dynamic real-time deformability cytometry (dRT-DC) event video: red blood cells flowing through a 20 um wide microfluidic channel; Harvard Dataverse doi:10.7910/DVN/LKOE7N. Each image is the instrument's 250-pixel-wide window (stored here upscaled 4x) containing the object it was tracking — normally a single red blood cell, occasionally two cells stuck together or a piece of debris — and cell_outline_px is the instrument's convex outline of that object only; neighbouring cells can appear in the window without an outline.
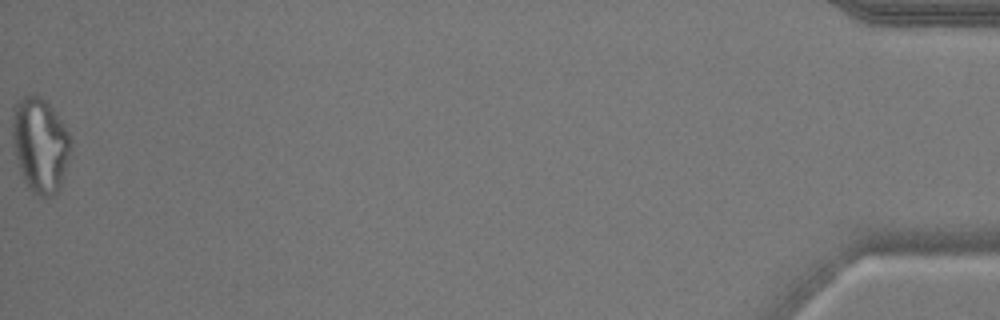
{"species": "common noctule bat (a hibernating species)", "species_latin": "Nyctalus noctula", "temperature_condition": "warm", "stored_images_in_passage": 39, "camera_frame_rate_fps": 3000, "um_per_image_px": 0.085, "animal": {"sex": "male", "body_mass_g": 17.9}, "frame": {"image": 1, "passage_image": 39, "time_ms": 12.667, "image_size_px": [1000, 320], "cell_outline_px": [[72, 144], [60, 188], [48, 200], [32, 192], [24, 180], [16, 156], [12, 140], [12, 116], [16, 104], [28, 92], [40, 96], [52, 108], [64, 124], [72, 140]], "centroid_in_image_um": [3.42, 12.32], "position_along_channel_um": 431.8, "area_um2": 32.25}, "authors_computed_cell_mechanics": {"area_um2": 26.299, "velocity_mm_per_s": 3.8304, "shape_relaxation_time_tau1_ms": null, "shape_relaxation_time_tau2_ms": 1.0479, "deformation_change_tau1": null, "deformation_change_tau2": 0.1158}}